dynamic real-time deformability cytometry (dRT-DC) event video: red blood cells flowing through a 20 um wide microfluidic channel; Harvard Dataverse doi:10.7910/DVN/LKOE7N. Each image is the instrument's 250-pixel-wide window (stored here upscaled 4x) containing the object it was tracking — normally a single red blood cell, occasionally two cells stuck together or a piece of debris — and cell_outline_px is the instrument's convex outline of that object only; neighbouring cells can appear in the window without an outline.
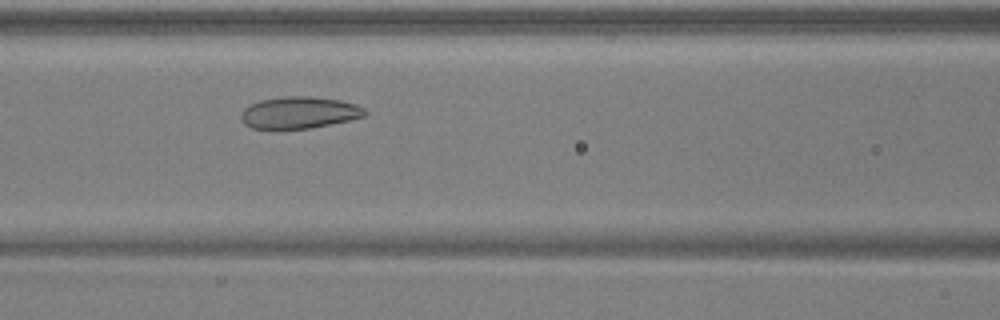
{"species": "common noctule bat (a hibernating species)", "species_latin": "Nyctalus noctula", "temperature_condition": "warm", "stored_images_in_passage": 44, "camera_frame_rate_fps": 3000, "um_per_image_px": 0.085, "animal": {"sex": "male", "body_mass_g": 17.9, "forearm_length_mm": 54.2}, "frame": {"image": 1, "passage_image": 15, "time_ms": 4.667, "image_size_px": [1000, 320], "cell_outline_px": [[368, 112], [364, 116], [348, 120], [308, 128], [252, 128], [244, 124], [240, 120], [240, 116], [244, 108], [260, 100], [284, 96], [312, 96], [340, 100], [356, 104], [364, 108]], "centroid_in_image_um": [25.42, 9.55], "position_along_channel_um": 141.2, "area_um2": 22.77}}
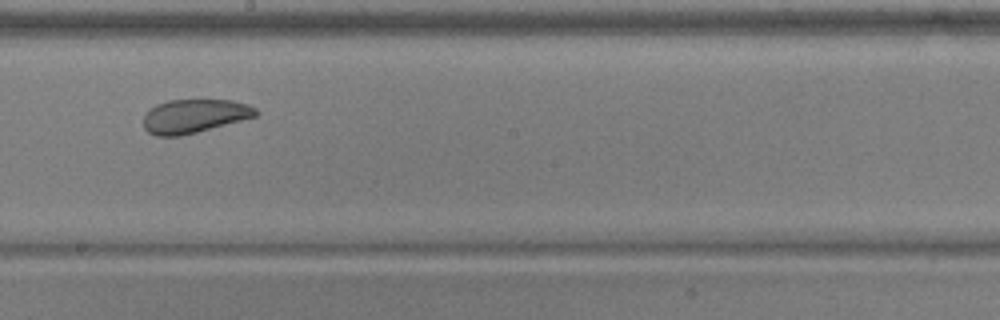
{"frame": {"image": 2, "passage_image": 22, "time_ms": 7.0, "image_size_px": [1000, 320], "cell_outline_px": [[260, 112], [256, 116], [196, 132], [180, 136], [156, 136], [148, 132], [144, 128], [144, 116], [156, 104], [168, 100], [232, 100], [248, 104], [256, 108]], "centroid_in_image_um": [16.52, 9.86], "position_along_channel_um": 231.7, "area_um2": 21.91}}
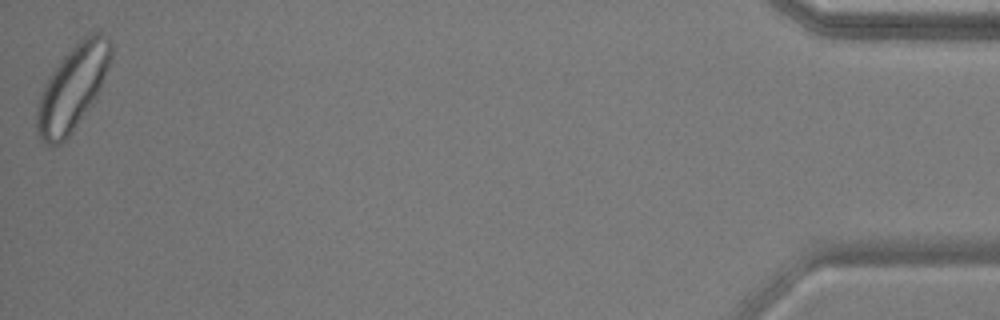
{"frame": {"image": 3, "passage_image": 44, "time_ms": 14.333, "image_size_px": [1000, 320], "cell_outline_px": [[112, 56], [108, 68], [96, 96], [72, 132], [60, 144], [44, 144], [40, 140], [36, 128], [36, 108], [44, 84], [48, 76], [64, 56], [88, 32], [100, 32], [108, 36], [112, 40]], "centroid_in_image_um": [6.16, 7.44], "position_along_channel_um": 429.0, "area_um2": 36.3}, "authors_computed_cell_mechanics": {"area_um2": 25.6921, "velocity_mm_per_s": 3.8923, "shape_relaxation_time_tau1_ms": 5.1985, "shape_relaxation_time_tau2_ms": 1.4055, "deformation_change_tau1": 0.097, "deformation_change_tau2": 0.0587}}